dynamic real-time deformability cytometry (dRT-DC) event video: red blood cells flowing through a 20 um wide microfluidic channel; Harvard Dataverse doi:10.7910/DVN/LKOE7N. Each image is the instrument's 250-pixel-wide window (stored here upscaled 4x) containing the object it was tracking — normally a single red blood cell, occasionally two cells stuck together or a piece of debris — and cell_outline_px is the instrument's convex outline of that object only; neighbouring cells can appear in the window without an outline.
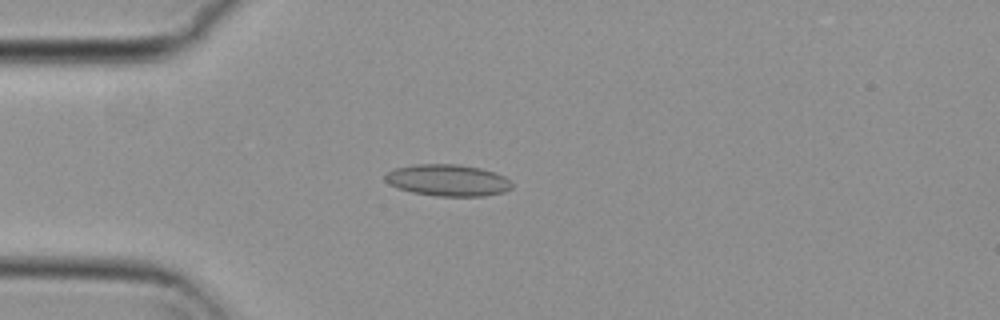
{"species": "common noctule bat (a hibernating species)", "species_latin": "Nyctalus noctula", "temperature_condition": "cold", "stored_images_in_passage": 46, "camera_frame_rate_fps": 3000, "um_per_image_px": 0.085, "animal": {"sex": "female", "body_mass_g": 29.2, "forearm_length_mm": 56.3}, "frame": {"image": 1, "passage_image": 6, "time_ms": 1.667, "image_size_px": [1000, 320], "cell_outline_px": [[512, 188], [504, 192], [484, 196], [436, 196], [412, 192], [388, 184], [384, 180], [384, 176], [388, 172], [396, 168], [416, 164], [460, 164], [480, 168], [504, 176], [512, 184]], "centroid_in_image_um": [38.05, 15.32], "position_along_channel_um": 46.9, "area_um2": 23.29}}
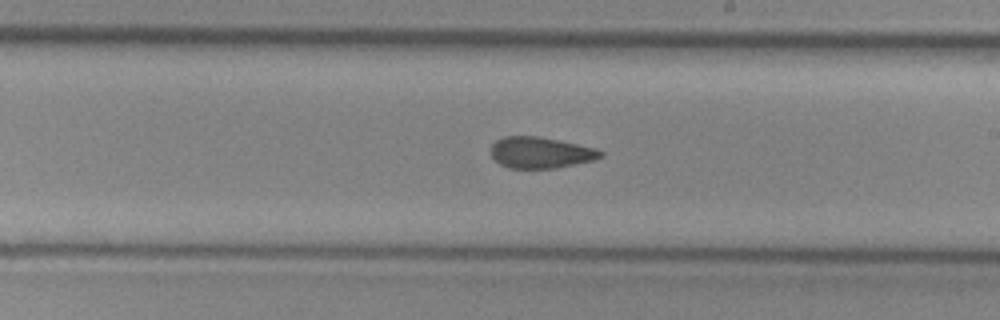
{"frame": {"image": 2, "passage_image": 23, "time_ms": 7.333, "image_size_px": [1000, 320], "cell_outline_px": [[604, 156], [596, 160], [556, 168], [508, 168], [500, 164], [492, 156], [492, 144], [496, 140], [504, 136], [536, 136], [596, 148], [604, 152]], "centroid_in_image_um": [45.98, 12.98], "position_along_channel_um": 243.0, "area_um2": 19.88}}
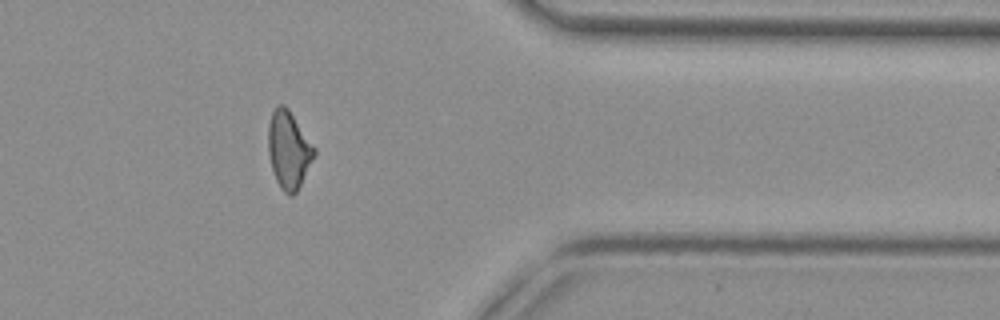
{"frame": {"image": 3, "passage_image": 36, "time_ms": 11.667, "image_size_px": [1000, 320], "cell_outline_px": [[316, 152], [296, 192], [292, 196], [288, 196], [280, 188], [276, 180], [272, 168], [268, 152], [268, 124], [272, 112], [276, 104], [284, 104], [288, 108], [316, 148]], "centroid_in_image_um": [24.52, 12.71], "position_along_channel_um": 386.9, "area_um2": 20.69}, "authors_computed_cell_mechanics": {"area_um2": 20.6924, "velocity_mm_per_s": 3.7305, "shape_relaxation_time_tau1_ms": null, "shape_relaxation_time_tau2_ms": 2.926, "deformation_change_tau1": null, "deformation_change_tau2": 0.0937}}